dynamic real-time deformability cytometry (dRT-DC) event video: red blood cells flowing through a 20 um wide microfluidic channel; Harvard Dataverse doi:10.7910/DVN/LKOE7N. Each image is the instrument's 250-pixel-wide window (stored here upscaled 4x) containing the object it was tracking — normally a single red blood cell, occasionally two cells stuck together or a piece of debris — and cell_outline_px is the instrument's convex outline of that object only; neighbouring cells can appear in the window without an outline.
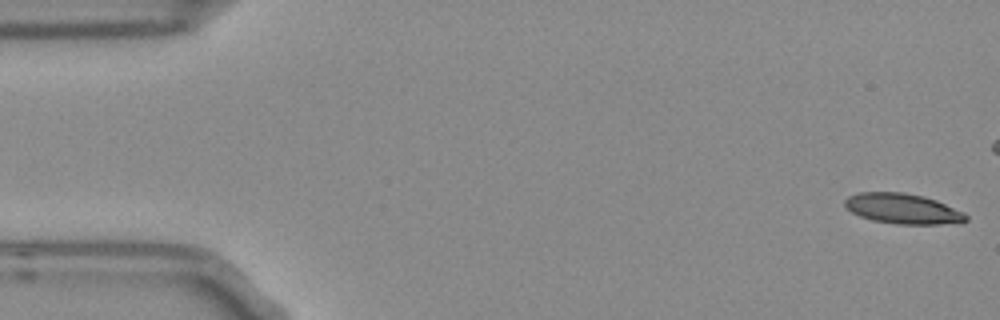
{"species": "Egyptian fruit bat (a non-hibernating species)", "species_latin": "Rousettus aegyptiacus", "temperature_condition": "room temperature", "stored_images_in_passage": 4, "camera_frame_rate_fps": 3000, "um_per_image_px": 0.085, "frame": {"image": 1, "passage_image": 1, "time_ms": 0.0, "image_size_px": [1000, 320], "cell_outline_px": [[968, 220], [960, 224], [896, 224], [872, 220], [860, 216], [844, 208], [844, 200], [848, 196], [860, 192], [904, 192], [924, 196], [936, 200], [964, 212], [968, 216]], "centroid_in_image_um": [76.75, 17.74], "position_along_channel_um": 8.2, "area_um2": 21.68}}